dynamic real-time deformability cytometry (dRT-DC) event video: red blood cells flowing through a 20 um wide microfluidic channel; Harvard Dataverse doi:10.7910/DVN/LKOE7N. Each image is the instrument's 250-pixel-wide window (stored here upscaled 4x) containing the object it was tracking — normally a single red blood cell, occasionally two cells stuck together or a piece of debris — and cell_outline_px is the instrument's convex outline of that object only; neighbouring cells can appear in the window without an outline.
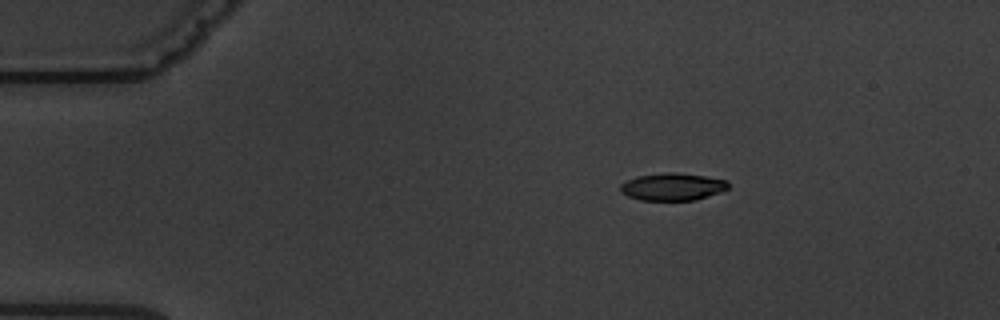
{"species": "common noctule bat (a hibernating species)", "species_latin": "Nyctalus noctula", "temperature_condition": "warm", "stored_images_in_passage": 6, "camera_frame_rate_fps": 3000, "um_per_image_px": 0.085, "animal": {"sex": "male", "body_mass_g": 19.5, "forearm_length_mm": 54.6}, "frame": {"image": 1, "passage_image": 4, "time_ms": 3.333, "image_size_px": [1000, 320], "cell_outline_px": [[728, 188], [720, 192], [696, 200], [640, 200], [628, 196], [620, 192], [620, 184], [636, 176], [668, 172], [676, 172], [704, 176], [728, 180]], "centroid_in_image_um": [57.15, 15.87], "position_along_channel_um": 27.8, "area_um2": 17.22}}